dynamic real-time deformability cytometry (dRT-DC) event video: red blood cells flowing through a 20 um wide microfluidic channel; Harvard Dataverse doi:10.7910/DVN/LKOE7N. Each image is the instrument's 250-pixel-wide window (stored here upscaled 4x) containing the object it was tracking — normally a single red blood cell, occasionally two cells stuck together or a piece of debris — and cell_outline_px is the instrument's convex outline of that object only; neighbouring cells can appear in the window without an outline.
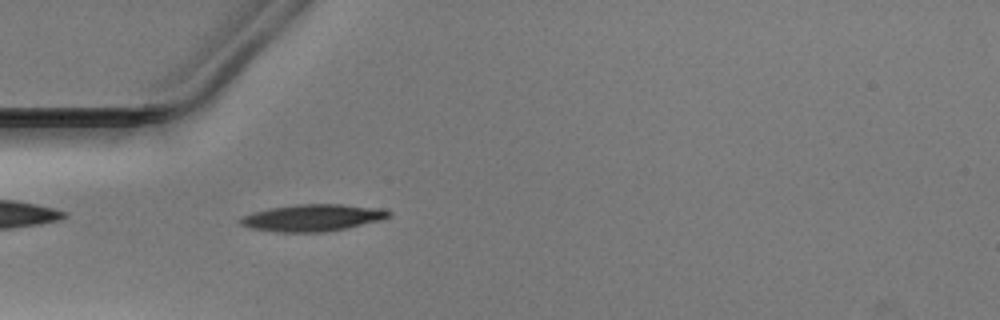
{"species": "Egyptian fruit bat (a non-hibernating species)", "species_latin": "Rousettus aegyptiacus", "temperature_condition": "warm", "stored_images_in_passage": 38, "camera_frame_rate_fps": 3000, "um_per_image_px": 0.085, "animal": {"sex": "male"}, "frame": {"image": 1, "passage_image": 2, "time_ms": 0.333, "image_size_px": [1000, 320], "cell_outline_px": [[392, 216], [380, 220], [348, 228], [324, 232], [280, 232], [248, 228], [240, 224], [236, 220], [240, 216], [252, 212], [268, 208], [296, 204], [340, 204], [384, 208], [392, 212]], "centroid_in_image_um": [26.55, 18.5], "position_along_channel_um": 58.5, "area_um2": 23.7}}
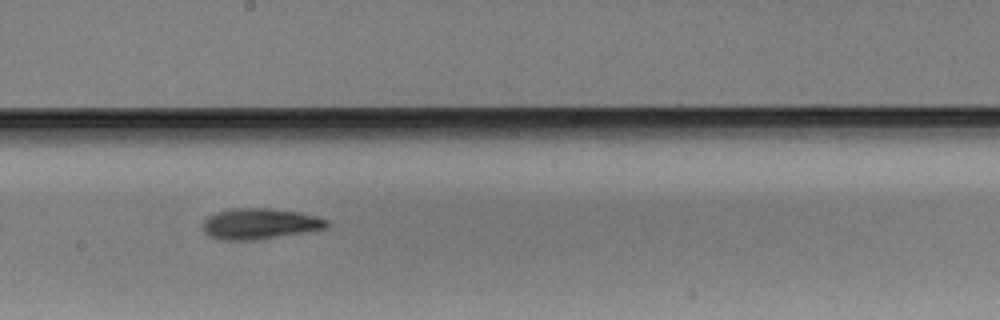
{"frame": {"image": 2, "passage_image": 15, "time_ms": 4.667, "image_size_px": [1000, 320], "cell_outline_px": [[328, 224], [324, 228], [304, 232], [256, 240], [224, 240], [212, 236], [204, 232], [200, 224], [208, 216], [216, 212], [232, 208], [268, 208], [300, 212], [316, 216], [328, 220]], "centroid_in_image_um": [22.04, 19.01], "position_along_channel_um": 226.2, "area_um2": 22.2}}
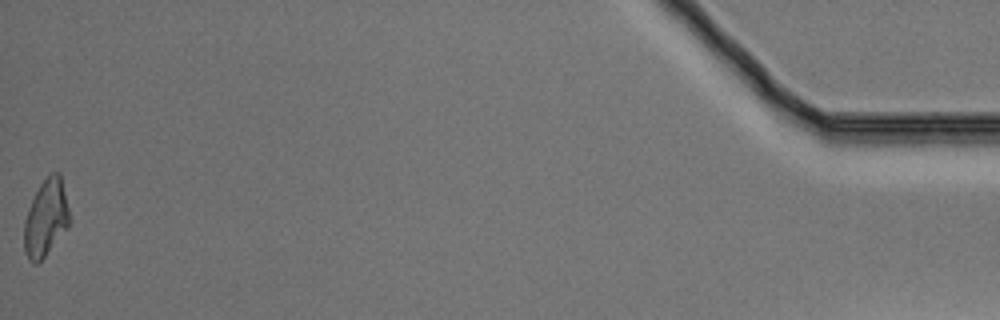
{"frame": {"image": 3, "passage_image": 38, "time_ms": 12.333, "image_size_px": [1000, 320], "cell_outline_px": [[72, 220], [68, 228], [44, 256], [36, 264], [32, 264], [28, 260], [24, 252], [24, 220], [28, 208], [40, 184], [52, 172], [60, 172]], "centroid_in_image_um": [3.92, 18.54], "position_along_channel_um": 431.3, "area_um2": 20.52}}